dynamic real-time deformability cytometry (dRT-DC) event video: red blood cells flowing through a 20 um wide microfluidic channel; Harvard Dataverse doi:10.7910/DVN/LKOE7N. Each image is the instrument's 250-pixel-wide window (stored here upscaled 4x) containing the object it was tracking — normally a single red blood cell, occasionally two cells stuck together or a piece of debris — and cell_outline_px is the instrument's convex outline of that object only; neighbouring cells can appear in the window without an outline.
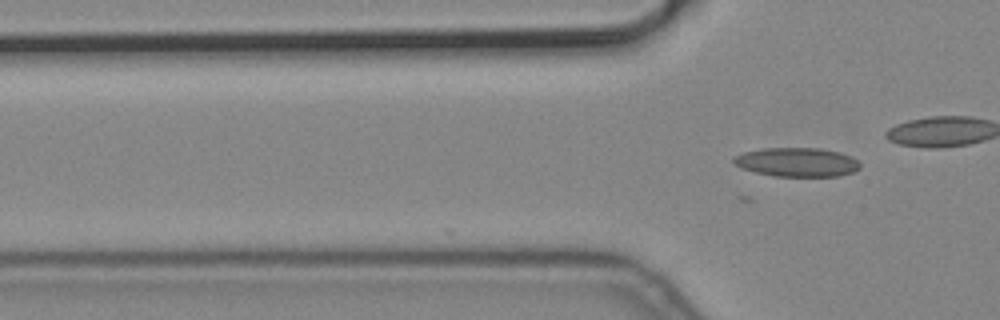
{"species": "common noctule bat (a hibernating species)", "species_latin": "Nyctalus noctula", "temperature_condition": "cold", "stored_images_in_passage": 4, "camera_frame_rate_fps": 3000, "um_per_image_px": 0.085, "animal": {"sex": "male", "body_mass_g": 19.2, "forearm_length_mm": 51.8}, "frame": {"image": 1, "passage_image": 4, "time_ms": 1.0, "image_size_px": [1000, 320], "cell_outline_px": [[860, 168], [852, 172], [840, 176], [772, 176], [740, 168], [732, 164], [732, 156], [744, 152], [764, 148], [820, 148], [840, 152], [852, 156], [860, 164]], "centroid_in_image_um": [67.7, 13.78], "position_along_channel_um": 58.1, "area_um2": 21.56}}